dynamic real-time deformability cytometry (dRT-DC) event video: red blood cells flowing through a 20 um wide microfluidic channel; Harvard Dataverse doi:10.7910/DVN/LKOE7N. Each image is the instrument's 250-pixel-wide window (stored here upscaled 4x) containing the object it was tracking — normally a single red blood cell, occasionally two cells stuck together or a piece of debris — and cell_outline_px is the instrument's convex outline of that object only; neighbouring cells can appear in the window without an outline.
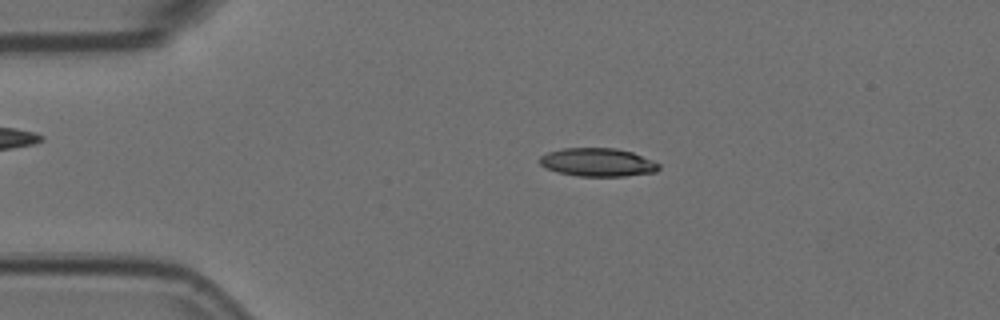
{"species": "Egyptian fruit bat (a non-hibernating species)", "species_latin": "Rousettus aegyptiacus", "temperature_condition": "room temperature", "stored_images_in_passage": 55, "camera_frame_rate_fps": 3000, "um_per_image_px": 0.085, "animal": {"sex": "female"}, "frame": {"image": 1, "passage_image": 11, "time_ms": 3.333, "image_size_px": [1000, 320], "cell_outline_px": [[660, 168], [656, 172], [624, 176], [580, 176], [556, 172], [544, 168], [540, 164], [540, 156], [548, 152], [564, 148], [616, 148], [632, 152], [652, 160], [660, 164]], "centroid_in_image_um": [50.8, 13.8], "position_along_channel_um": 34.2, "area_um2": 19.71}}
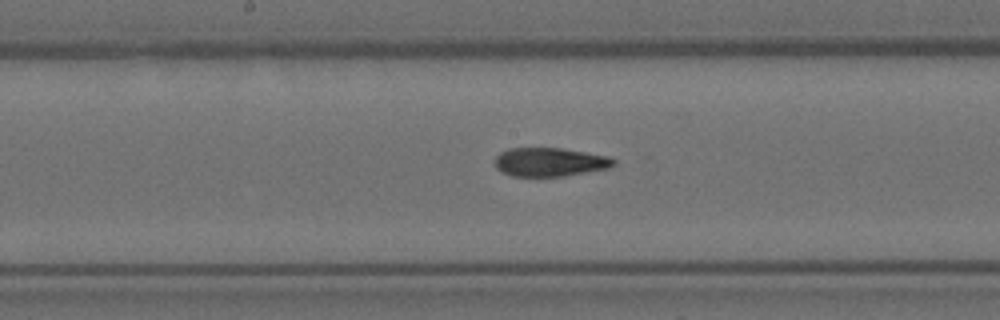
{"frame": {"image": 2, "passage_image": 28, "time_ms": 9.0, "image_size_px": [1000, 320], "cell_outline_px": [[616, 164], [608, 168], [564, 176], [512, 176], [496, 168], [496, 156], [500, 152], [508, 148], [560, 148], [608, 156], [616, 160]], "centroid_in_image_um": [46.74, 13.77], "position_along_channel_um": 201.5, "area_um2": 19.71}}
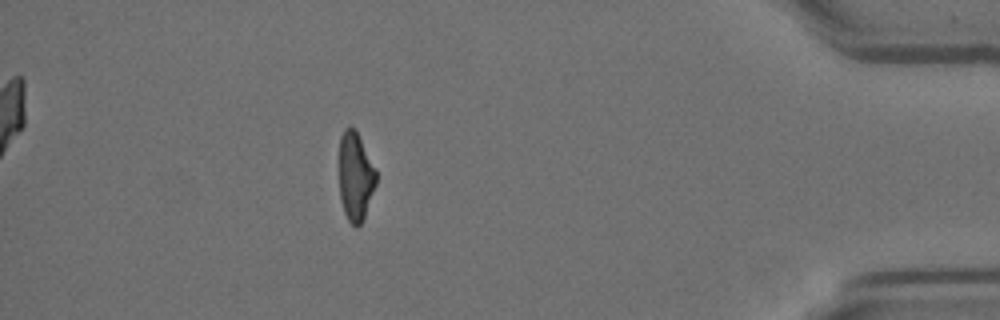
{"frame": {"image": 3, "passage_image": 49, "time_ms": 16.0, "image_size_px": [1000, 320], "cell_outline_px": [[376, 184], [364, 216], [360, 224], [356, 228], [348, 220], [344, 212], [340, 200], [340, 136], [344, 128], [348, 124], [356, 132], [376, 168]], "centroid_in_image_um": [30.21, 15.0], "position_along_channel_um": 405.0, "area_um2": 18.84}, "authors_computed_cell_mechanics": {"area_um2": 20.23, "velocity_mm_per_s": 3.6308, "shape_relaxation_time_tau1_ms": null, "shape_relaxation_time_tau2_ms": 2.873, "deformation_change_tau1": null, "deformation_change_tau2": 0.1051}}